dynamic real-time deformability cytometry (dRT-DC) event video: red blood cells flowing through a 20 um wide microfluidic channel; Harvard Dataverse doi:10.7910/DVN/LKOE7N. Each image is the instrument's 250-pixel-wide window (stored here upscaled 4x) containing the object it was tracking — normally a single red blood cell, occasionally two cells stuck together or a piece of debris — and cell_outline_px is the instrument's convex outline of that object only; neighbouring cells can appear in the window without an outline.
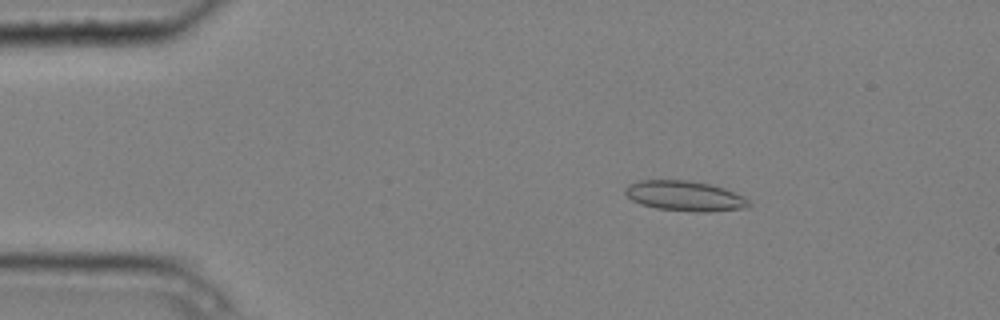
{"species": "common noctule bat (a hibernating species)", "species_latin": "Nyctalus noctula", "temperature_condition": "cold", "stored_images_in_passage": 4, "camera_frame_rate_fps": 3000, "um_per_image_px": 0.085, "animal": {"sex": "male", "body_mass_g": 20.4}, "frame": {"image": 1, "passage_image": 2, "time_ms": 0.333, "image_size_px": [1000, 320], "cell_outline_px": [[752, 204], [748, 208], [708, 212], [696, 212], [656, 208], [640, 204], [632, 200], [624, 192], [624, 188], [628, 184], [640, 180], [688, 180], [708, 184], [724, 188], [744, 196]], "centroid_in_image_um": [58.22, 16.66], "position_along_channel_um": 26.8, "area_um2": 21.85}}